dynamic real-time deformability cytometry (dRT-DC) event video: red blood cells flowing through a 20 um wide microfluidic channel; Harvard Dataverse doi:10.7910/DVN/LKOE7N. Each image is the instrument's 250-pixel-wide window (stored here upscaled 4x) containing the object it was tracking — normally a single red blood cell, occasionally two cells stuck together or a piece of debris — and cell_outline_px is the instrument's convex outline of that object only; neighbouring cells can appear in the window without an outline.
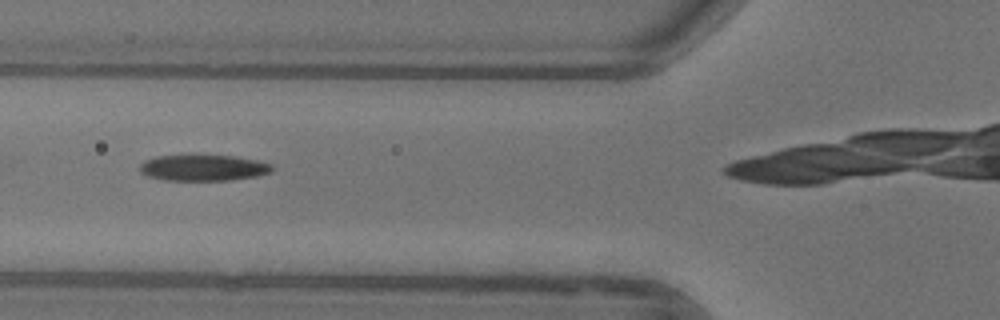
{"species": "common noctule bat (a hibernating species)", "species_latin": "Nyctalus noctula", "temperature_condition": "warm", "stored_images_in_passage": 27, "camera_frame_rate_fps": 3000, "um_per_image_px": 0.085, "animal": {"sex": "female"}, "frame": {"image": 1, "passage_image": 5, "time_ms": 1.333, "image_size_px": [1000, 320], "cell_outline_px": [[276, 168], [272, 172], [256, 176], [228, 180], [164, 180], [148, 176], [140, 172], [140, 164], [144, 160], [156, 156], [184, 152], [192, 152], [236, 156], [256, 160], [272, 164]], "centroid_in_image_um": [17.25, 14.2], "position_along_channel_um": 108.5, "area_um2": 21.27}}
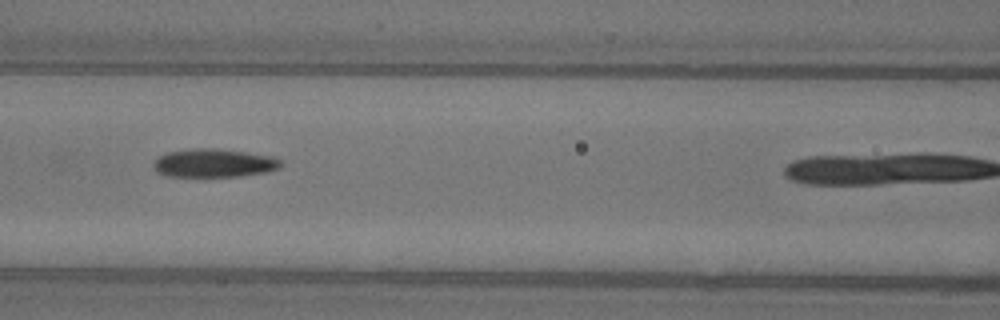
{"frame": {"image": 2, "passage_image": 8, "time_ms": 2.333, "image_size_px": [1000, 320], "cell_outline_px": [[284, 164], [280, 168], [264, 172], [240, 176], [168, 176], [156, 172], [152, 168], [152, 164], [160, 156], [168, 152], [192, 148], [216, 148], [272, 156], [280, 160]], "centroid_in_image_um": [18.17, 13.86], "position_along_channel_um": 148.4, "area_um2": 21.04}}